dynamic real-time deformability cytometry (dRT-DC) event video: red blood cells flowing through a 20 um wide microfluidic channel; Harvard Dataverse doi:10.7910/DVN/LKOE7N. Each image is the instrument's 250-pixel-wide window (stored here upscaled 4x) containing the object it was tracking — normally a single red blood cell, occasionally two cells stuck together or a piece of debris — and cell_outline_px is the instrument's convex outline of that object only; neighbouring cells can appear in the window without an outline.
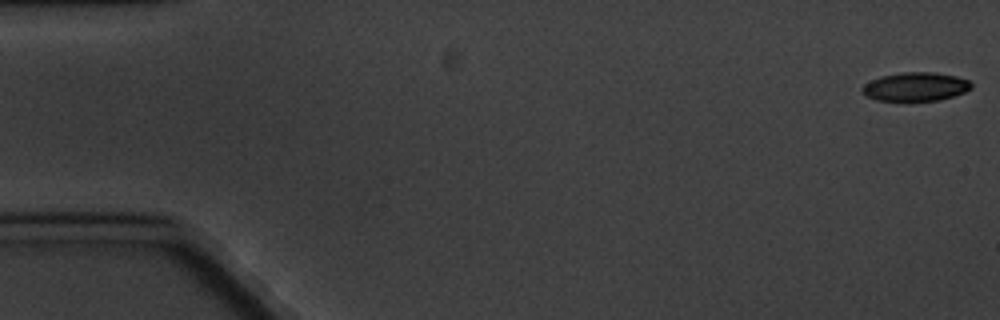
{"species": "common noctule bat (a hibernating species)", "species_latin": "Nyctalus noctula", "temperature_condition": "cold", "stored_images_in_passage": 5, "segment_of_instrument_passage": [2, 2], "camera_frame_rate_fps": 3000, "um_per_image_px": 0.085, "animal": {"sex": "male", "body_mass_g": 20.1, "forearm_length_mm": 53.5}, "frame": {"image": 1, "passage_image": 5, "time_ms": 5.0, "image_size_px": [1000, 320], "cell_outline_px": [[972, 88], [964, 92], [940, 100], [908, 104], [876, 100], [868, 96], [860, 88], [864, 84], [880, 76], [900, 72], [936, 72], [956, 76], [968, 80], [972, 84]], "centroid_in_image_um": [77.8, 7.41], "position_along_channel_um": 7.2, "area_um2": 19.02}}